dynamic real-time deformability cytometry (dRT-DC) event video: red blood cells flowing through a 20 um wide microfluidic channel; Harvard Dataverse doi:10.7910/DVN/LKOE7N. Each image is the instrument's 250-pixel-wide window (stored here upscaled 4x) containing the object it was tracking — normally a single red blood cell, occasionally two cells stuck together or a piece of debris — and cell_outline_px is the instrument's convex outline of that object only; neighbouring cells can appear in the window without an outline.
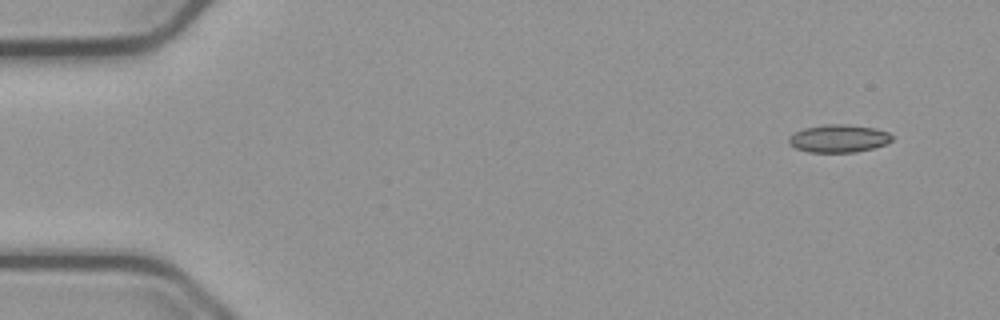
{"species": "common noctule bat (a hibernating species)", "species_latin": "Nyctalus noctula", "temperature_condition": "cold", "stored_images_in_passage": 52, "camera_frame_rate_fps": 3000, "um_per_image_px": 0.085, "animal": {"sex": "male", "body_mass_g": 23.1, "forearm_length_mm": 52.7}, "frame": {"image": 1, "passage_image": 1, "time_ms": 0.0, "image_size_px": [1000, 320], "cell_outline_px": [[892, 140], [884, 144], [872, 148], [852, 152], [808, 152], [796, 148], [788, 144], [788, 136], [804, 128], [828, 124], [844, 124], [872, 128], [888, 132], [892, 136]], "centroid_in_image_um": [71.23, 11.77], "position_along_channel_um": 13.8, "area_um2": 16.47}}
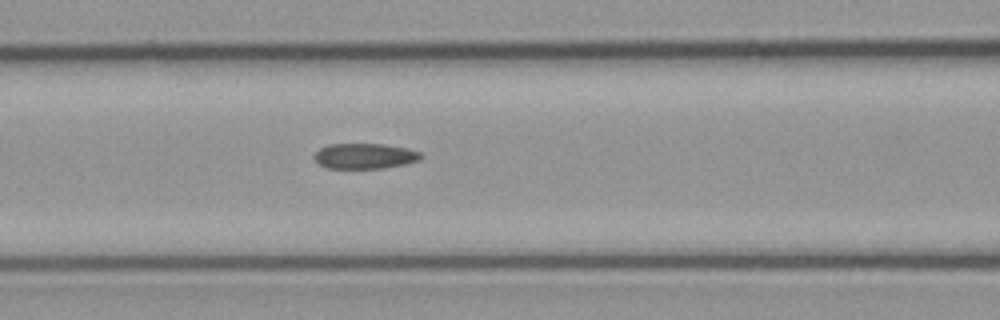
{"frame": {"image": 2, "passage_image": 20, "time_ms": 6.333, "image_size_px": [1000, 320], "cell_outline_px": [[420, 160], [404, 164], [384, 168], [328, 168], [320, 164], [316, 160], [316, 152], [320, 148], [328, 144], [384, 144], [404, 148], [420, 152]], "centroid_in_image_um": [31.0, 13.26], "position_along_channel_um": 135.6, "area_um2": 15.49}}
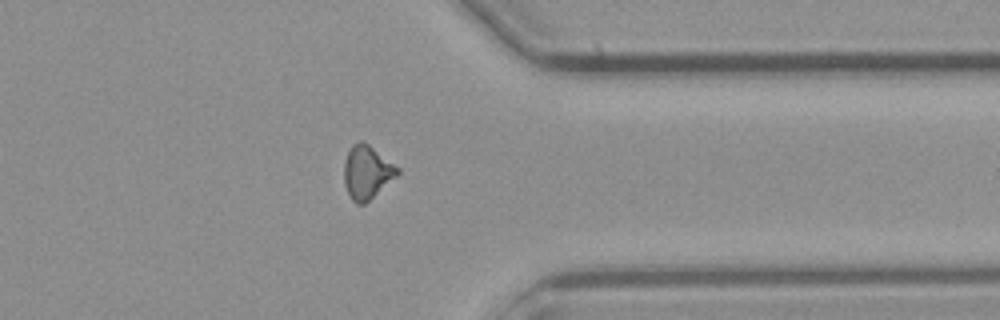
{"frame": {"image": 3, "passage_image": 40, "time_ms": 13.0, "image_size_px": [1000, 320], "cell_outline_px": [[400, 172], [396, 176], [364, 204], [356, 204], [352, 200], [344, 184], [344, 160], [352, 144], [360, 140], [368, 144], [400, 168]], "centroid_in_image_um": [31.17, 14.62], "position_along_channel_um": 380.2, "area_um2": 16.42}, "authors_computed_cell_mechanics": {"area_um2": 16.2707, "velocity_mm_per_s": 3.7782, "shape_relaxation_time_tau1_ms": null, "shape_relaxation_time_tau2_ms": 2.4512, "deformation_change_tau1": null, "deformation_change_tau2": 0.0809}}